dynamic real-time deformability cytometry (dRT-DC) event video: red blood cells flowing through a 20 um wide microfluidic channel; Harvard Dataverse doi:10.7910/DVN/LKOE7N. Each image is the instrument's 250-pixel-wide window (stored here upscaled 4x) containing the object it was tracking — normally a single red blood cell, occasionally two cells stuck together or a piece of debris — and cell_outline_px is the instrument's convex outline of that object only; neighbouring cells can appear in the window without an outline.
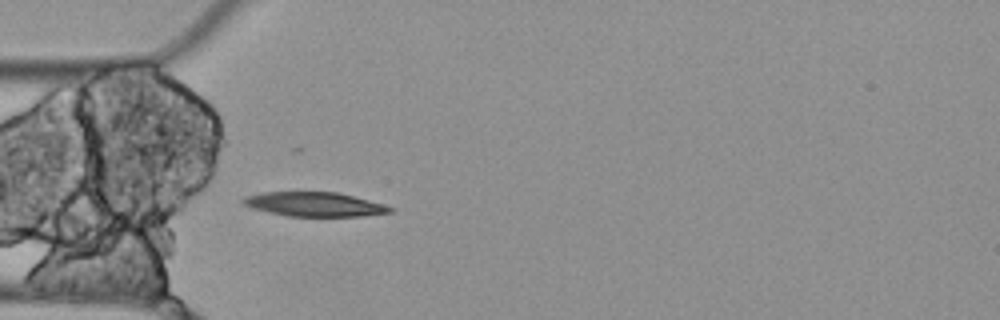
{"species": "Egyptian fruit bat (a non-hibernating species)", "species_latin": "Rousettus aegyptiacus", "temperature_condition": "cold", "stored_images_in_passage": 4, "camera_frame_rate_fps": 3000, "um_per_image_px": 0.085, "animal": {"sex": "female"}, "frame": {"image": 1, "passage_image": 4, "time_ms": 1.0, "image_size_px": [1000, 320], "cell_outline_px": [[396, 208], [392, 212], [360, 216], [288, 216], [268, 212], [252, 208], [244, 204], [240, 200], [244, 196], [260, 192], [336, 192], [384, 204]], "centroid_in_image_um": [26.7, 17.36], "position_along_channel_um": 58.3, "area_um2": 20.75}}